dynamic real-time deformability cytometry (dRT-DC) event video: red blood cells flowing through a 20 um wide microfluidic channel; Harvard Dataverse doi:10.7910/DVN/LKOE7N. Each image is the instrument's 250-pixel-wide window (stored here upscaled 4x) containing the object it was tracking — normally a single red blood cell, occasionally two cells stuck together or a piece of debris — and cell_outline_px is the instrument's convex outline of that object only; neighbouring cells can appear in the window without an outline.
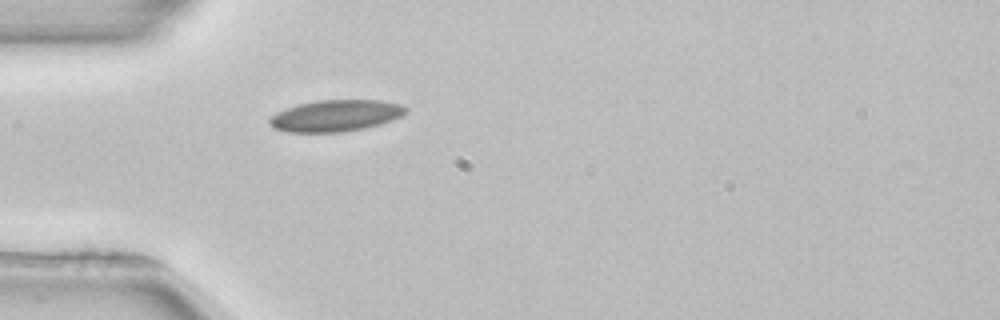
{"species": "common noctule bat (a hibernating species)", "species_latin": "Nyctalus noctula", "temperature_condition": "room temperature", "stored_images_in_passage": 38, "camera_frame_rate_fps": 3000, "um_per_image_px": 0.085, "animal": {"sex": "female", "body_mass_g": 22.7, "forearm_length_mm": 54.2}, "frame": {"image": 1, "passage_image": 1, "time_ms": 0.0, "image_size_px": [1000, 320], "cell_outline_px": [[408, 112], [392, 120], [380, 124], [364, 128], [340, 132], [284, 132], [268, 124], [268, 120], [276, 112], [300, 104], [316, 100], [380, 100], [400, 104], [408, 108]], "centroid_in_image_um": [28.54, 9.83], "position_along_channel_um": 56.5, "area_um2": 24.97}}
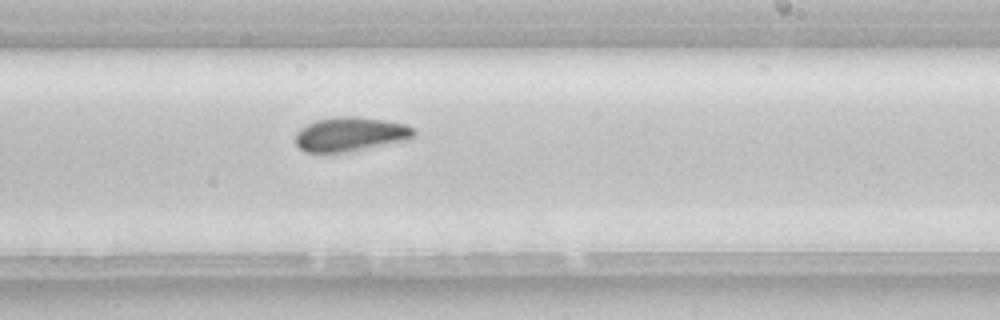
{"frame": {"image": 2, "passage_image": 17, "time_ms": 5.333, "image_size_px": [1000, 320], "cell_outline_px": [[416, 136], [412, 140], [344, 152], [304, 152], [296, 144], [296, 132], [300, 128], [316, 120], [336, 116], [356, 116], [384, 120], [404, 124], [416, 128]], "centroid_in_image_um": [29.84, 11.4], "position_along_channel_um": 259.2, "area_um2": 23.87}, "authors_computed_cell_mechanics": {"area_um2": 23.2067, "velocity_mm_per_s": 3.9168, "shape_relaxation_time_tau1_ms": 6.7897, "shape_relaxation_time_tau2_ms": 4.9052, "deformation_change_tau1": 0.1257, "deformation_change_tau2": 0.0885}}